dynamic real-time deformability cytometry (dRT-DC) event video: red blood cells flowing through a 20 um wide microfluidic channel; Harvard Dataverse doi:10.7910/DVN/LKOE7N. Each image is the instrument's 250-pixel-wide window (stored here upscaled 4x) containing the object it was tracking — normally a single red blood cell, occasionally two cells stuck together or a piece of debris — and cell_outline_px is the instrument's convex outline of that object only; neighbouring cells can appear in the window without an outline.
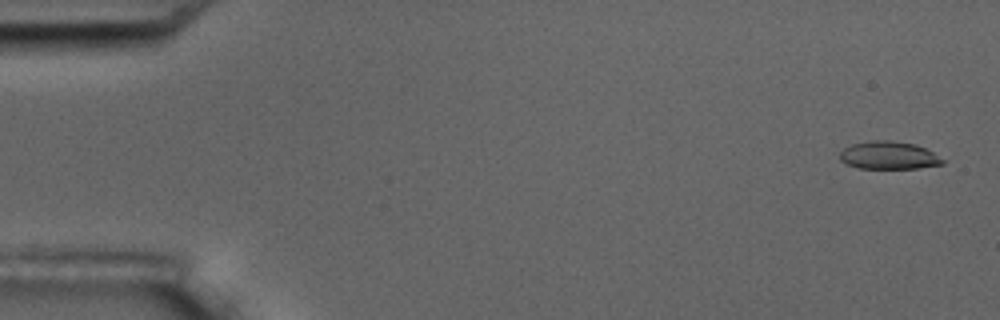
{"species": "common noctule bat (a hibernating species)", "species_latin": "Nyctalus noctula", "temperature_condition": "room temperature", "stored_images_in_passage": 6, "camera_frame_rate_fps": 3000, "um_per_image_px": 0.085, "animal": {"sex": "male", "body_mass_g": 17.5, "forearm_length_mm": 52.3}, "frame": {"image": 1, "passage_image": 1, "time_ms": 0.0, "image_size_px": [1000, 320], "cell_outline_px": [[944, 164], [916, 168], [856, 168], [840, 160], [840, 152], [844, 148], [852, 144], [872, 140], [892, 140], [916, 144], [932, 152], [944, 160]], "centroid_in_image_um": [75.53, 13.2], "position_along_channel_um": 9.5, "area_um2": 16.59}}
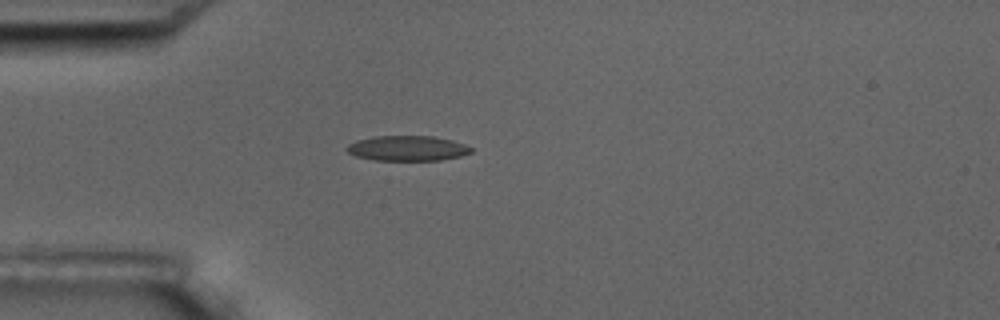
{"frame": {"image": 2, "passage_image": 5, "time_ms": 4.667, "image_size_px": [1000, 320], "cell_outline_px": [[472, 152], [460, 156], [440, 160], [376, 160], [356, 156], [348, 152], [344, 148], [348, 144], [356, 140], [372, 136], [432, 136], [452, 140], [464, 144], [472, 148]], "centroid_in_image_um": [34.6, 12.6], "position_along_channel_um": 50.4, "area_um2": 18.21}}